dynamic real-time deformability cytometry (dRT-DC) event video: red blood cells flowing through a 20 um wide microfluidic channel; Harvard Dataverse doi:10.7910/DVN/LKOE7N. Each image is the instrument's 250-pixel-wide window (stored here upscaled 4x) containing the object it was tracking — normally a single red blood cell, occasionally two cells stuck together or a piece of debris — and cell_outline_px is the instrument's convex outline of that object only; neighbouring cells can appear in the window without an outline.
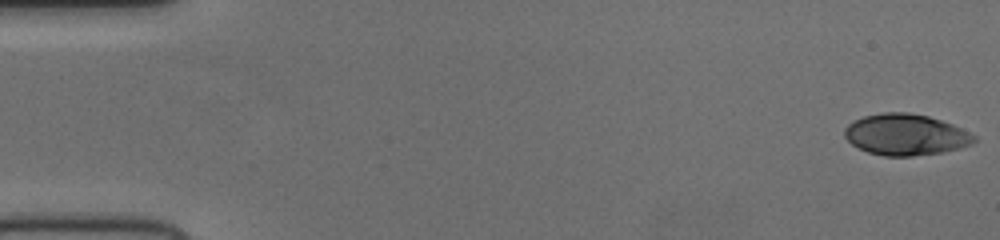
{"species": "human", "species_latin": "Homo sapiens", "temperature_condition": "cold", "stored_images_in_passage": 51, "camera_frame_rate_fps": 3000, "um_per_image_px": 0.085, "donor": {"sex": "female"}, "frame": {"image": 1, "passage_image": 1, "time_ms": 0.0, "image_size_px": [1000, 240], "cell_outline_px": [[976, 140], [972, 144], [960, 148], [940, 152], [912, 156], [884, 156], [868, 152], [852, 144], [844, 136], [844, 128], [852, 120], [864, 116], [884, 112], [908, 112], [928, 116], [952, 124], [976, 136]], "centroid_in_image_um": [76.96, 11.44], "position_along_channel_um": 8.0, "area_um2": 31.04}}
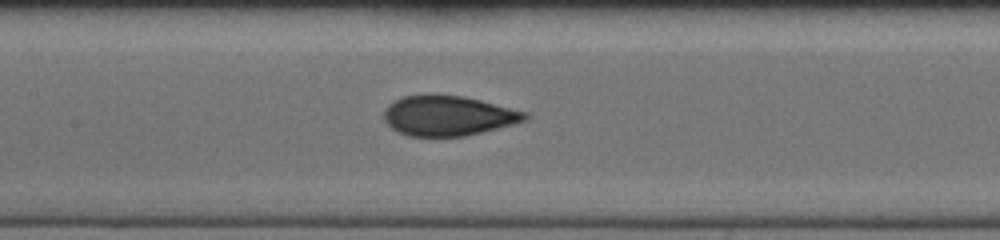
{"frame": {"image": 2, "passage_image": 25, "time_ms": 8.0, "image_size_px": [1000, 240], "cell_outline_px": [[528, 116], [524, 120], [512, 124], [464, 136], [408, 136], [396, 132], [384, 120], [384, 108], [388, 104], [404, 96], [428, 92], [432, 92], [460, 96], [480, 100], [528, 112]], "centroid_in_image_um": [38.02, 9.81], "position_along_channel_um": 169.4, "area_um2": 33.12}}
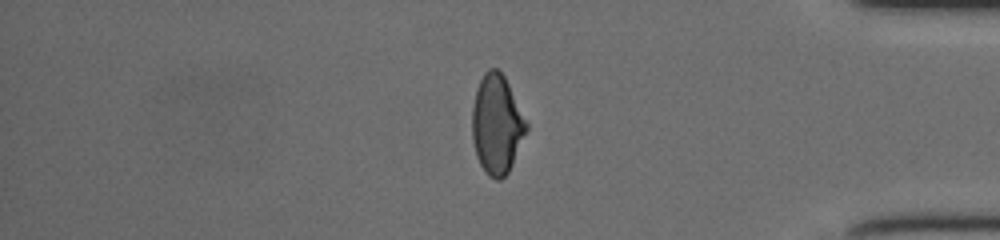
{"frame": {"image": 3, "passage_image": 44, "time_ms": 14.333, "image_size_px": [1000, 240], "cell_outline_px": [[528, 128], [512, 164], [508, 172], [500, 180], [496, 180], [488, 176], [484, 172], [476, 156], [472, 140], [472, 108], [476, 92], [480, 80], [484, 72], [488, 68], [496, 68], [504, 76], [528, 124]], "centroid_in_image_um": [42.21, 10.6], "position_along_channel_um": 393.0, "area_um2": 31.15}}